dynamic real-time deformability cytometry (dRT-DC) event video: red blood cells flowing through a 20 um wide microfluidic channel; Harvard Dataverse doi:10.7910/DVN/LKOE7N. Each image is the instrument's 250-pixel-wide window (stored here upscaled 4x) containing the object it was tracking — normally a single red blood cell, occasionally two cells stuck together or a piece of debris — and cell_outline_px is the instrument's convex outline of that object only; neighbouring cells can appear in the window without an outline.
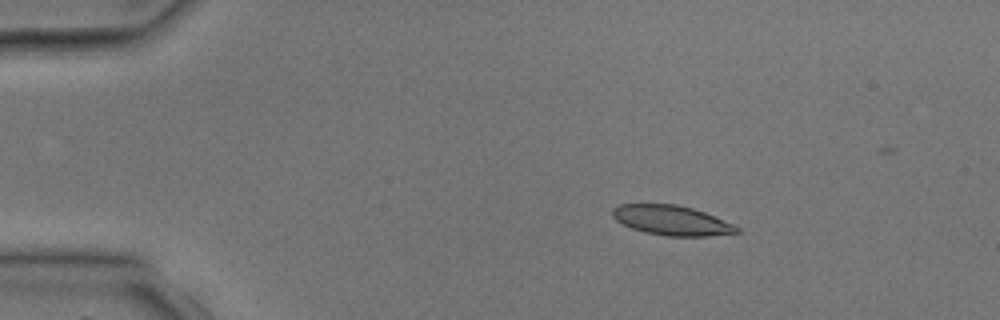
{"species": "common noctule bat (a hibernating species)", "species_latin": "Nyctalus noctula", "temperature_condition": "room temperature", "stored_images_in_passage": 5, "camera_frame_rate_fps": 3000, "um_per_image_px": 0.085, "animal": {"sex": "male", "body_mass_g": 17.9, "forearm_length_mm": 54.2}, "frame": {"image": 1, "passage_image": 3, "time_ms": 2.0, "image_size_px": [1000, 320], "cell_outline_px": [[740, 232], [708, 236], [668, 236], [644, 232], [632, 228], [616, 220], [612, 216], [612, 208], [620, 204], [676, 204], [692, 208], [704, 212], [732, 224], [740, 228]], "centroid_in_image_um": [57.07, 18.73], "position_along_channel_um": 27.9, "area_um2": 21.39}}